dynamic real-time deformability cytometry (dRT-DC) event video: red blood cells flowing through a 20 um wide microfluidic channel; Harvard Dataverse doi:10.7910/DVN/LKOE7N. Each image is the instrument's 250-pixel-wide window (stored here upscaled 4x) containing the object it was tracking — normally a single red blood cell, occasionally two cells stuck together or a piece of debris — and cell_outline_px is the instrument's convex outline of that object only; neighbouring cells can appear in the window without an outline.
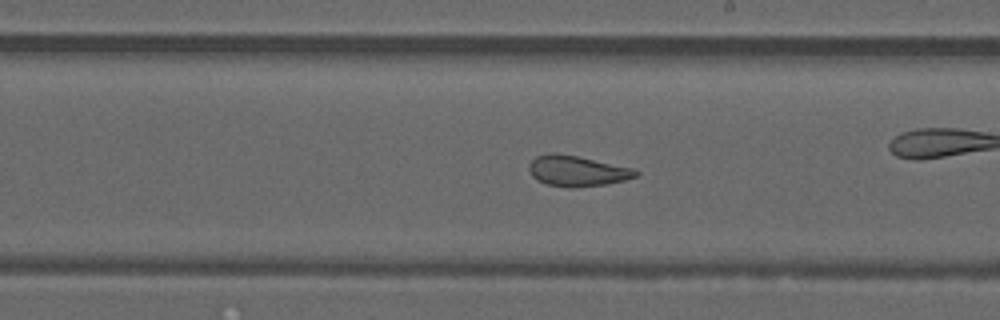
{"species": "common noctule bat (a hibernating species)", "species_latin": "Nyctalus noctula", "temperature_condition": "warm", "stored_images_in_passage": 50, "camera_frame_rate_fps": 3000, "um_per_image_px": 0.085, "animal": {"sex": "male", "forearm_length_mm": 52.5}, "frame": {"image": 1, "passage_image": 29, "time_ms": 9.333, "image_size_px": [1000, 320], "cell_outline_px": [[640, 172], [636, 176], [624, 180], [608, 184], [572, 188], [548, 184], [532, 176], [528, 168], [528, 164], [536, 156], [552, 152], [576, 156], [632, 168]], "centroid_in_image_um": [49.04, 14.53], "position_along_channel_um": 240.0, "area_um2": 18.79}, "authors_computed_cell_mechanics": {"area_um2": 22.3397, "velocity_mm_per_s": 4.1901, "shape_relaxation_time_tau1_ms": null, "shape_relaxation_time_tau2_ms": 1.5822, "deformation_change_tau1": null, "deformation_change_tau2": 0.0792}}